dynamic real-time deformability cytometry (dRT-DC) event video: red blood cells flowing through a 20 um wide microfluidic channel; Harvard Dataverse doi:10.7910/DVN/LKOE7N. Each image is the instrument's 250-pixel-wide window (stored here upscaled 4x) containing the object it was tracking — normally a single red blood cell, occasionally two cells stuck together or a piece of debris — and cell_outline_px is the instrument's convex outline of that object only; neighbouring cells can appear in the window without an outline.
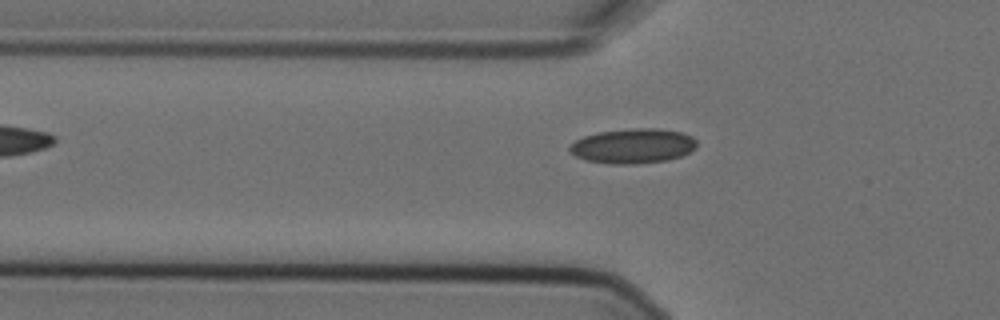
{"species": "Egyptian fruit bat (a non-hibernating species)", "species_latin": "Rousettus aegyptiacus", "temperature_condition": "cold", "stored_images_in_passage": 5, "camera_frame_rate_fps": 3000, "um_per_image_px": 0.085, "animal": {"sex": "female"}, "frame": {"image": 1, "passage_image": 5, "time_ms": 1.333, "image_size_px": [1000, 320], "cell_outline_px": [[696, 148], [680, 156], [668, 160], [636, 164], [612, 164], [584, 160], [568, 152], [568, 148], [576, 140], [584, 136], [600, 132], [632, 128], [660, 128], [684, 132], [692, 136], [696, 140]], "centroid_in_image_um": [53.81, 12.4], "position_along_channel_um": 72.0, "area_um2": 25.95}}